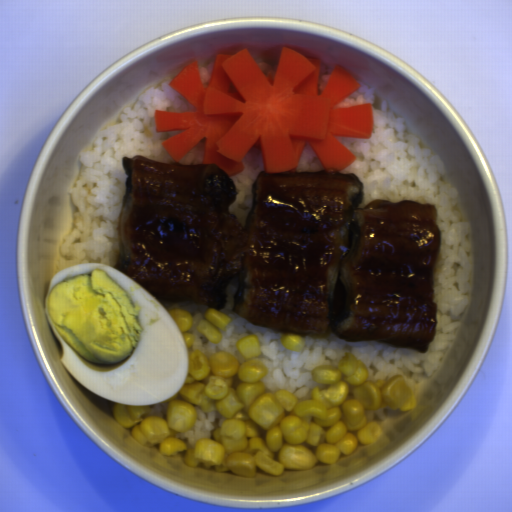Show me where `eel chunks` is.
<instances>
[{"instance_id": "1", "label": "eel chunks", "mask_w": 512, "mask_h": 512, "mask_svg": "<svg viewBox=\"0 0 512 512\" xmlns=\"http://www.w3.org/2000/svg\"><path fill=\"white\" fill-rule=\"evenodd\" d=\"M115 268L159 301L225 308L291 334L332 333L426 353L436 336L438 209L378 199L359 207L355 173L256 175L242 225L238 190L213 163L122 157Z\"/></svg>"}]
</instances>
